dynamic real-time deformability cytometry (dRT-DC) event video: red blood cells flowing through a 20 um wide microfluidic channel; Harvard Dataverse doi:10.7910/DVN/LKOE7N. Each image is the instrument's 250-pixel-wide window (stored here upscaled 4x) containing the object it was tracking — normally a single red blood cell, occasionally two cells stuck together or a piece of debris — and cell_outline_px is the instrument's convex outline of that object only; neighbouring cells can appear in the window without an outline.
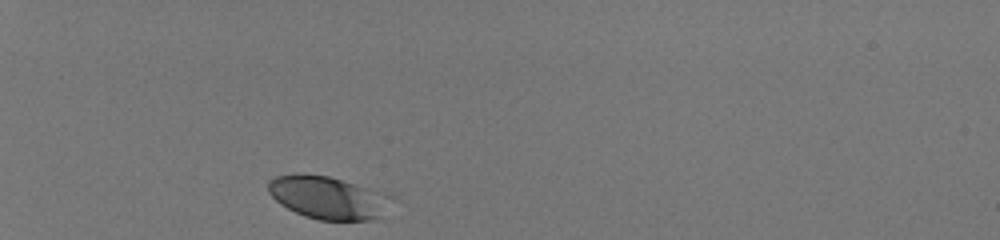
{"species": "human", "species_latin": "Homo sapiens", "temperature_condition": "room temperature", "stored_images_in_passage": 31, "camera_frame_rate_fps": 3000, "um_per_image_px": 0.085, "donor": {"sex": "male"}, "frame": {"image": 1, "passage_image": 1, "time_ms": 0.0, "image_size_px": [1000, 240], "cell_outline_px": [[380, 216], [372, 220], [320, 220], [304, 216], [280, 204], [268, 192], [268, 180], [276, 176], [296, 172], [304, 172], [328, 176], [364, 188]], "centroid_in_image_um": [27.38, 16.76], "position_along_channel_um": 57.6, "area_um2": 27.8}}
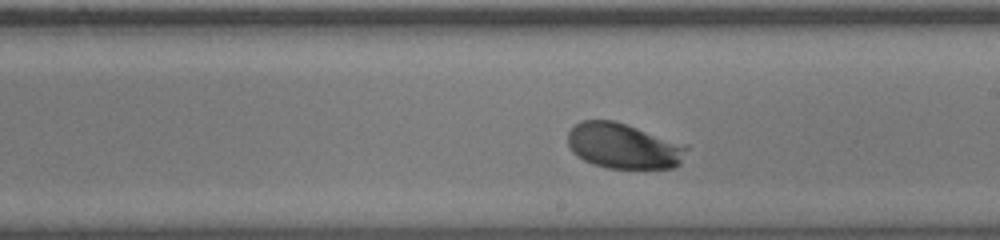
{"frame": {"image": 2, "passage_image": 18, "time_ms": 5.667, "image_size_px": [1000, 240], "cell_outline_px": [[688, 148], [680, 164], [672, 168], [608, 168], [592, 164], [584, 160], [572, 152], [568, 144], [568, 132], [580, 120], [612, 120], [688, 144]], "centroid_in_image_um": [53.01, 12.41], "position_along_channel_um": 236.0, "area_um2": 31.5}}
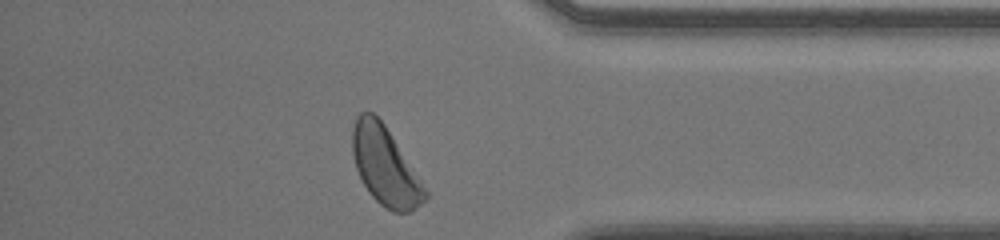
{"frame": {"image": 3, "passage_image": 31, "time_ms": 10.0, "image_size_px": [1000, 240], "cell_outline_px": [[428, 196], [420, 204], [408, 212], [392, 212], [380, 204], [368, 192], [356, 168], [352, 152], [352, 128], [356, 116], [360, 112], [372, 112], [384, 124], [428, 192]], "centroid_in_image_um": [32.7, 14.11], "position_along_channel_um": 402.5, "area_um2": 32.54}, "authors_computed_cell_mechanics": {"area_um2": 31.212, "velocity_mm_per_s": 4.0077, "shape_relaxation_time_tau1_ms": 1.1319, "shape_relaxation_time_tau2_ms": null, "deformation_change_tau1": 0.0889, "deformation_change_tau2": null}}